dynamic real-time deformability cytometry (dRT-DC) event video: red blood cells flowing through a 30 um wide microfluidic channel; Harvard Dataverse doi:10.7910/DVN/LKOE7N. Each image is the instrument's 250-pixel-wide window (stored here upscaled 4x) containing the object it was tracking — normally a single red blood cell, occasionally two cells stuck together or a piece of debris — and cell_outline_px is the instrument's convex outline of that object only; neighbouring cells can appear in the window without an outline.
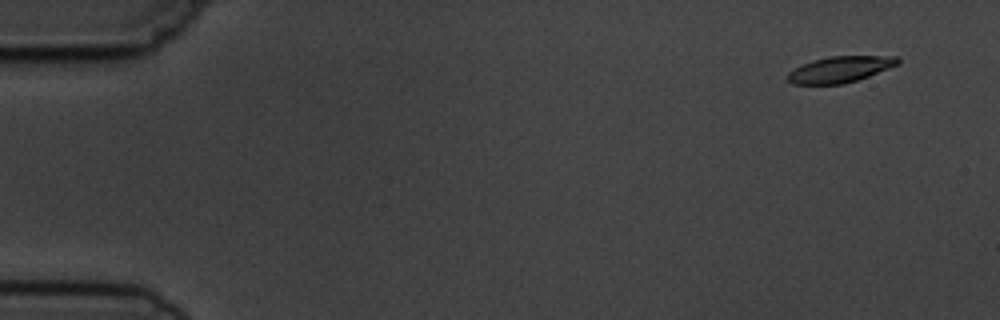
{"species": "common noctule bat (a hibernating species)", "species_latin": "Nyctalus noctula", "temperature_condition": "cold", "stored_images_in_passage": 7, "camera_frame_rate_fps": 3000, "um_per_image_px": 0.085, "animal": {"sex": "male", "body_mass_g": 19.5, "forearm_length_mm": 54.6}, "frame": {"image": 1, "passage_image": 1, "time_ms": 0.0, "image_size_px": [1000, 320], "cell_outline_px": [[900, 64], [868, 76], [844, 84], [792, 84], [784, 80], [784, 76], [788, 72], [812, 60], [828, 56], [896, 56], [900, 60]], "centroid_in_image_um": [71.36, 5.9], "position_along_channel_um": 13.6, "area_um2": 16.88}}
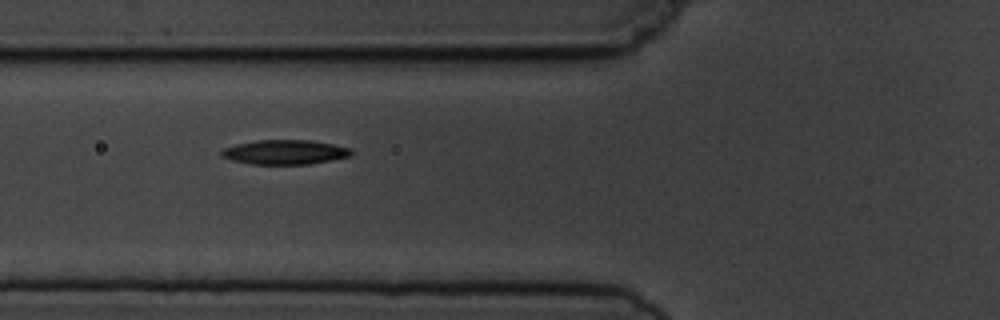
{"frame": {"image": 2, "passage_image": 6, "time_ms": 5.667, "image_size_px": [1000, 320], "cell_outline_px": [[356, 152], [352, 156], [332, 160], [308, 164], [252, 164], [232, 160], [220, 156], [220, 152], [224, 148], [236, 144], [256, 140], [312, 140], [352, 148]], "centroid_in_image_um": [24.26, 12.93], "position_along_channel_um": 101.5, "area_um2": 18.73}}
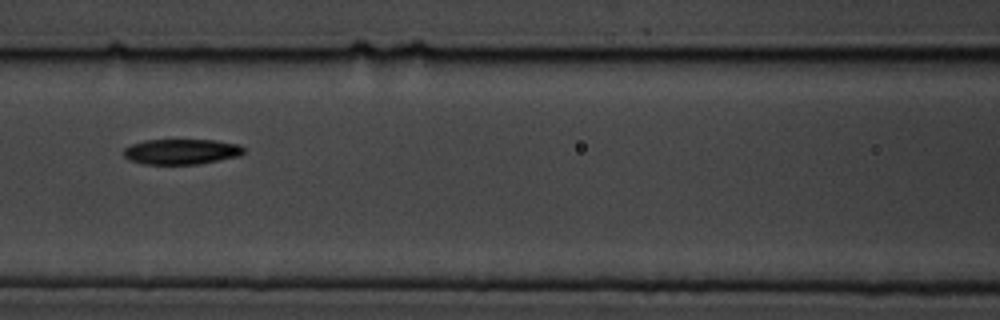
{"frame": {"image": 3, "passage_image": 7, "time_ms": 7.0, "image_size_px": [1000, 320], "cell_outline_px": [[244, 152], [240, 156], [196, 164], [144, 164], [132, 160], [124, 156], [124, 148], [132, 144], [144, 140], [216, 140], [240, 144], [244, 148]], "centroid_in_image_um": [15.45, 12.88], "position_along_channel_um": 151.2, "area_um2": 17.69}}